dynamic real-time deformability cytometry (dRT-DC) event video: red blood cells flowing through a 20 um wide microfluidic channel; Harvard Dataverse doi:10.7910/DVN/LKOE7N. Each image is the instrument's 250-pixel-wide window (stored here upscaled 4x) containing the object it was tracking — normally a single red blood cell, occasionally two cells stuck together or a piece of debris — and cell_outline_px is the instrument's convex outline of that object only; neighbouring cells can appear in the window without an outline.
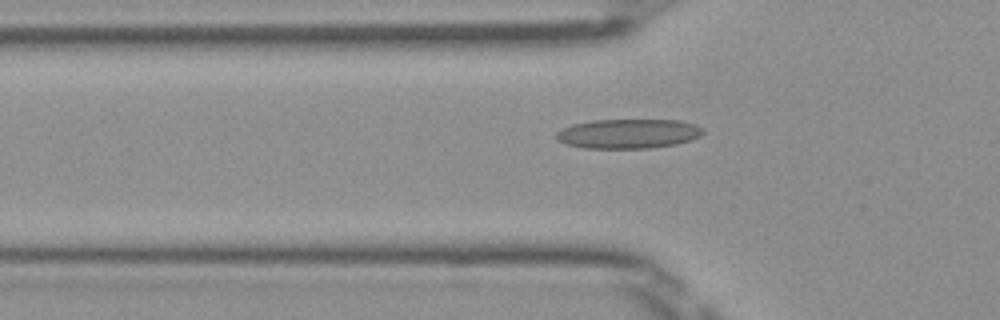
{"species": "Egyptian fruit bat (a non-hibernating species)", "species_latin": "Rousettus aegyptiacus", "temperature_condition": "room temperature", "stored_images_in_passage": 38, "segment_of_instrument_passage": [1, 2], "camera_frame_rate_fps": 3000, "um_per_image_px": 0.085, "frame": {"image": 1, "passage_image": 3, "time_ms": 0.667, "image_size_px": [1000, 320], "cell_outline_px": [[704, 132], [700, 136], [692, 140], [676, 144], [648, 148], [584, 148], [568, 144], [556, 140], [556, 132], [572, 124], [592, 120], [680, 120], [696, 124], [704, 128]], "centroid_in_image_um": [53.44, 11.36], "position_along_channel_um": 72.4, "area_um2": 25.32}}
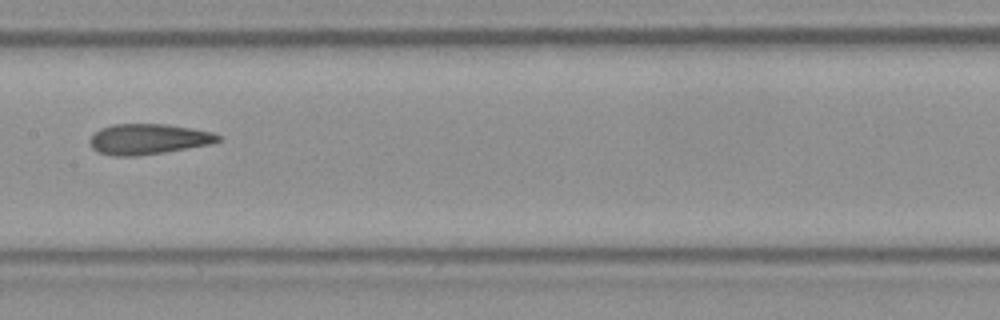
{"frame": {"image": 2, "passage_image": 12, "time_ms": 3.667, "image_size_px": [1000, 320], "cell_outline_px": [[220, 140], [212, 144], [164, 152], [136, 156], [112, 156], [100, 152], [92, 148], [88, 140], [100, 128], [112, 124], [164, 124], [192, 128], [212, 132], [220, 136]], "centroid_in_image_um": [12.59, 11.82], "position_along_channel_um": 194.8, "area_um2": 22.77}}
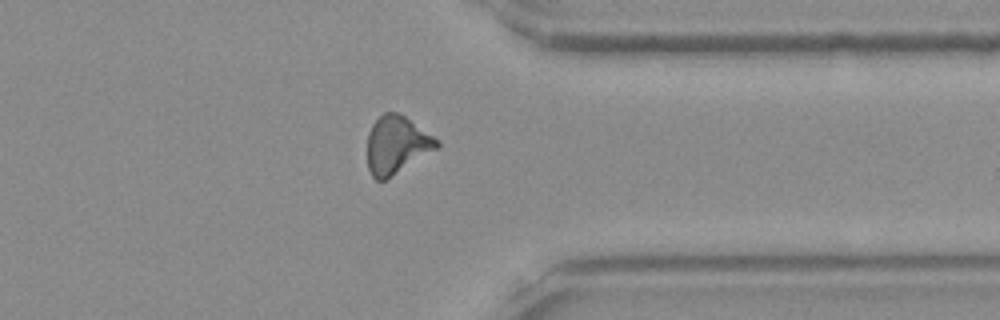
{"frame": {"image": 3, "passage_image": 26, "time_ms": 8.333, "image_size_px": [1000, 320], "cell_outline_px": [[440, 144], [436, 148], [384, 180], [376, 180], [372, 176], [368, 168], [368, 132], [372, 124], [384, 112], [400, 112], [440, 140]], "centroid_in_image_um": [33.7, 12.27], "position_along_channel_um": 377.7, "area_um2": 23.06}}